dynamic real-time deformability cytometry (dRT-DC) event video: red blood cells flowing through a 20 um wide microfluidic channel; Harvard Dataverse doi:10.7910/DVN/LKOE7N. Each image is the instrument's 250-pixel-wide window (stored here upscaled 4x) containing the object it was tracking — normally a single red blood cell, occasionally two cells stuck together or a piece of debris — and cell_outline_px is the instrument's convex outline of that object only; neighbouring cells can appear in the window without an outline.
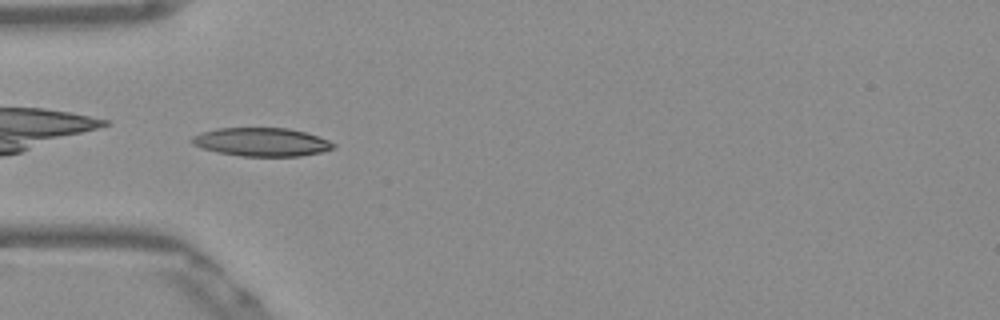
{"species": "Egyptian fruit bat (a non-hibernating species)", "species_latin": "Rousettus aegyptiacus", "temperature_condition": "warm", "stored_images_in_passage": 39, "camera_frame_rate_fps": 3000, "um_per_image_px": 0.085, "frame": {"image": 1, "passage_image": 3, "time_ms": 0.667, "image_size_px": [1000, 320], "cell_outline_px": [[336, 148], [324, 152], [300, 156], [240, 156], [216, 152], [192, 144], [188, 140], [192, 136], [204, 132], [220, 128], [288, 128], [304, 132], [328, 140], [336, 144]], "centroid_in_image_um": [22.25, 12.08], "position_along_channel_um": 62.7, "area_um2": 23.47}}
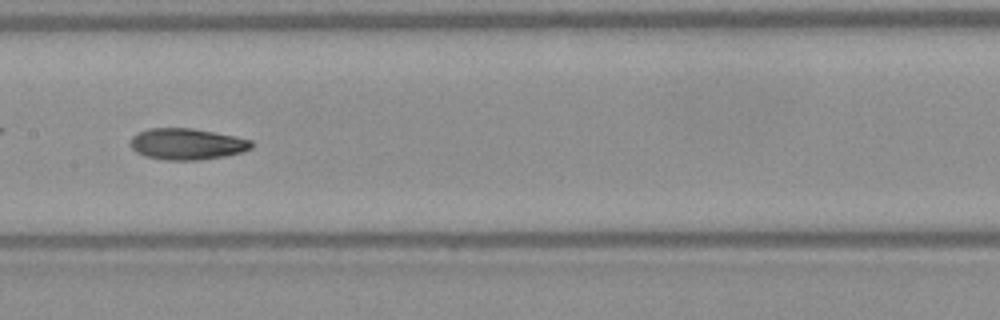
{"frame": {"image": 2, "passage_image": 13, "time_ms": 4.0, "image_size_px": [1000, 320], "cell_outline_px": [[252, 148], [244, 152], [224, 156], [196, 160], [164, 160], [144, 156], [136, 152], [132, 148], [132, 136], [148, 128], [192, 128], [236, 136], [252, 140]], "centroid_in_image_um": [15.92, 12.24], "position_along_channel_um": 191.5, "area_um2": 22.08}}
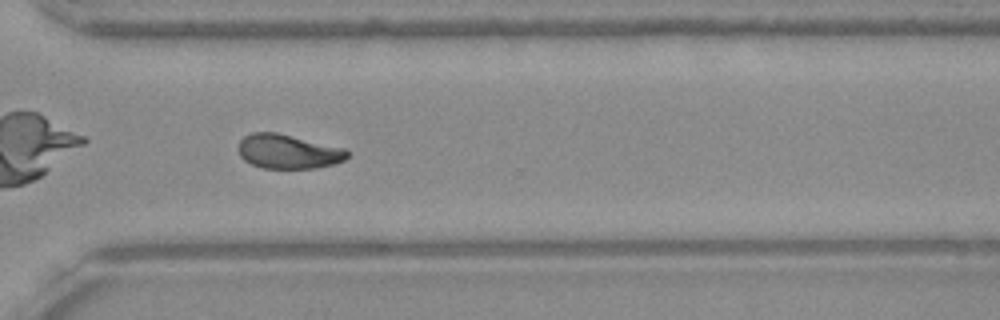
{"frame": {"image": 3, "passage_image": 25, "time_ms": 8.0, "image_size_px": [1000, 320], "cell_outline_px": [[348, 156], [344, 160], [332, 164], [316, 168], [264, 168], [252, 164], [244, 160], [240, 156], [240, 140], [244, 136], [252, 132], [276, 132], [344, 148], [348, 152]], "centroid_in_image_um": [24.48, 12.88], "position_along_channel_um": 346.1, "area_um2": 21.5}, "authors_computed_cell_mechanics": {"area_um2": 21.9062, "velocity_mm_per_s": 3.8784, "shape_relaxation_time_tau1_ms": 9.1104, "shape_relaxation_time_tau2_ms": 4.0999, "deformation_change_tau1": 0.2122, "deformation_change_tau2": 0.0906}}